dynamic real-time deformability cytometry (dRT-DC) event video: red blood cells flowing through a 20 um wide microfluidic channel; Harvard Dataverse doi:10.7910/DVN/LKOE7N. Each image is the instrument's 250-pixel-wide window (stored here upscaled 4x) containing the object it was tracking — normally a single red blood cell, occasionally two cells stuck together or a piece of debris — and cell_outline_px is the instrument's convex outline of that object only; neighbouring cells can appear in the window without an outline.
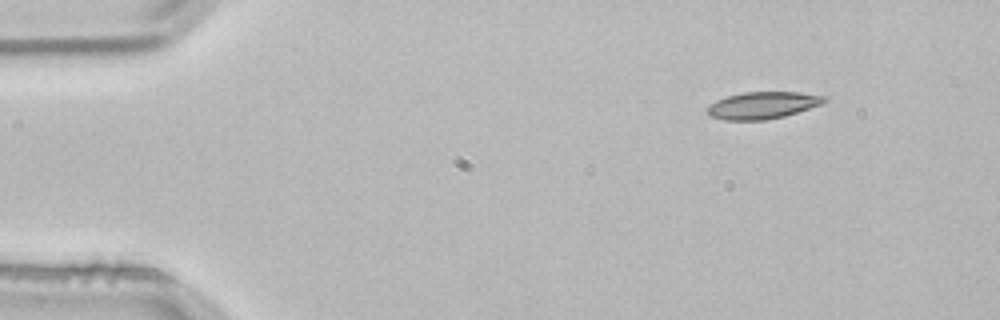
{"species": "common noctule bat (a hibernating species)", "species_latin": "Nyctalus noctula", "temperature_condition": "room temperature", "stored_images_in_passage": 3, "camera_frame_rate_fps": 3000, "um_per_image_px": 0.085, "animal": {"sex": "male", "body_mass_g": 21.5, "forearm_length_mm": 52.0}, "frame": {"image": 1, "passage_image": 1, "time_ms": 0.0, "image_size_px": [1000, 320], "cell_outline_px": [[828, 100], [820, 104], [784, 116], [764, 120], [724, 120], [708, 116], [708, 108], [716, 100], [728, 96], [744, 92], [800, 92], [828, 96]], "centroid_in_image_um": [64.84, 8.94], "position_along_channel_um": 20.2, "area_um2": 18.26}}
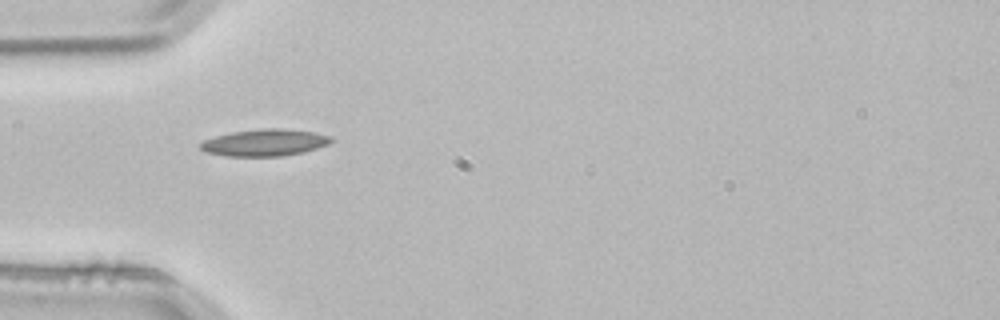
{"frame": {"image": 2, "passage_image": 3, "time_ms": 0.667, "image_size_px": [1000, 320], "cell_outline_px": [[332, 140], [328, 144], [304, 152], [284, 156], [228, 156], [208, 152], [200, 148], [200, 144], [204, 140], [216, 136], [232, 132], [260, 128], [284, 128], [312, 132], [332, 136]], "centroid_in_image_um": [22.52, 12.11], "position_along_channel_um": 62.5, "area_um2": 20.35}}